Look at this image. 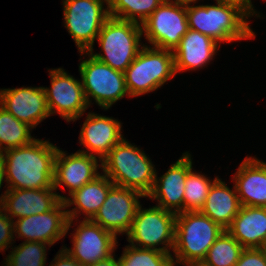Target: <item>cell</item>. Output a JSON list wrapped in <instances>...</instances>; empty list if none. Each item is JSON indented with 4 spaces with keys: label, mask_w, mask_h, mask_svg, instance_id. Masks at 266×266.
Segmentation results:
<instances>
[{
    "label": "cell",
    "mask_w": 266,
    "mask_h": 266,
    "mask_svg": "<svg viewBox=\"0 0 266 266\" xmlns=\"http://www.w3.org/2000/svg\"><path fill=\"white\" fill-rule=\"evenodd\" d=\"M30 129L0 105V152L30 144L35 139Z\"/></svg>",
    "instance_id": "25"
},
{
    "label": "cell",
    "mask_w": 266,
    "mask_h": 266,
    "mask_svg": "<svg viewBox=\"0 0 266 266\" xmlns=\"http://www.w3.org/2000/svg\"><path fill=\"white\" fill-rule=\"evenodd\" d=\"M218 42L199 31L188 29L180 44L173 50L175 71L204 67L218 50Z\"/></svg>",
    "instance_id": "21"
},
{
    "label": "cell",
    "mask_w": 266,
    "mask_h": 266,
    "mask_svg": "<svg viewBox=\"0 0 266 266\" xmlns=\"http://www.w3.org/2000/svg\"><path fill=\"white\" fill-rule=\"evenodd\" d=\"M121 126L120 121L114 118L88 113L79 136V142L85 149L87 148V151L84 149L78 151L92 156L97 155L101 162L109 151L123 139Z\"/></svg>",
    "instance_id": "19"
},
{
    "label": "cell",
    "mask_w": 266,
    "mask_h": 266,
    "mask_svg": "<svg viewBox=\"0 0 266 266\" xmlns=\"http://www.w3.org/2000/svg\"><path fill=\"white\" fill-rule=\"evenodd\" d=\"M186 14L189 29L218 43L255 37L246 20L251 14L241 4L217 1V5H189Z\"/></svg>",
    "instance_id": "2"
},
{
    "label": "cell",
    "mask_w": 266,
    "mask_h": 266,
    "mask_svg": "<svg viewBox=\"0 0 266 266\" xmlns=\"http://www.w3.org/2000/svg\"><path fill=\"white\" fill-rule=\"evenodd\" d=\"M46 245L49 246L43 242L24 241L18 247H12L11 254L5 258L4 264L7 266H45Z\"/></svg>",
    "instance_id": "30"
},
{
    "label": "cell",
    "mask_w": 266,
    "mask_h": 266,
    "mask_svg": "<svg viewBox=\"0 0 266 266\" xmlns=\"http://www.w3.org/2000/svg\"><path fill=\"white\" fill-rule=\"evenodd\" d=\"M5 180V156L3 152H0V189L2 187V183Z\"/></svg>",
    "instance_id": "35"
},
{
    "label": "cell",
    "mask_w": 266,
    "mask_h": 266,
    "mask_svg": "<svg viewBox=\"0 0 266 266\" xmlns=\"http://www.w3.org/2000/svg\"><path fill=\"white\" fill-rule=\"evenodd\" d=\"M176 215L157 205L148 209L140 205L127 234L128 242L135 247L170 253L175 244ZM159 244L165 246L157 248Z\"/></svg>",
    "instance_id": "7"
},
{
    "label": "cell",
    "mask_w": 266,
    "mask_h": 266,
    "mask_svg": "<svg viewBox=\"0 0 266 266\" xmlns=\"http://www.w3.org/2000/svg\"><path fill=\"white\" fill-rule=\"evenodd\" d=\"M216 177L213 182L204 175L190 171L187 174L184 186V212L185 211H200L205 204L210 187L217 180Z\"/></svg>",
    "instance_id": "29"
},
{
    "label": "cell",
    "mask_w": 266,
    "mask_h": 266,
    "mask_svg": "<svg viewBox=\"0 0 266 266\" xmlns=\"http://www.w3.org/2000/svg\"><path fill=\"white\" fill-rule=\"evenodd\" d=\"M3 208L0 207V250L4 251L8 249L7 247L11 244V241H14V221L11 220L7 213L2 212Z\"/></svg>",
    "instance_id": "32"
},
{
    "label": "cell",
    "mask_w": 266,
    "mask_h": 266,
    "mask_svg": "<svg viewBox=\"0 0 266 266\" xmlns=\"http://www.w3.org/2000/svg\"><path fill=\"white\" fill-rule=\"evenodd\" d=\"M223 229L200 211H185L176 215L174 265L202 262L211 245Z\"/></svg>",
    "instance_id": "4"
},
{
    "label": "cell",
    "mask_w": 266,
    "mask_h": 266,
    "mask_svg": "<svg viewBox=\"0 0 266 266\" xmlns=\"http://www.w3.org/2000/svg\"><path fill=\"white\" fill-rule=\"evenodd\" d=\"M175 74L173 51L146 45L124 72L126 87L132 97L158 89Z\"/></svg>",
    "instance_id": "6"
},
{
    "label": "cell",
    "mask_w": 266,
    "mask_h": 266,
    "mask_svg": "<svg viewBox=\"0 0 266 266\" xmlns=\"http://www.w3.org/2000/svg\"><path fill=\"white\" fill-rule=\"evenodd\" d=\"M56 254L57 256L49 266H82L78 261L71 257L63 248ZM54 262V263H53Z\"/></svg>",
    "instance_id": "33"
},
{
    "label": "cell",
    "mask_w": 266,
    "mask_h": 266,
    "mask_svg": "<svg viewBox=\"0 0 266 266\" xmlns=\"http://www.w3.org/2000/svg\"><path fill=\"white\" fill-rule=\"evenodd\" d=\"M241 206L266 207V163L246 157L233 177Z\"/></svg>",
    "instance_id": "20"
},
{
    "label": "cell",
    "mask_w": 266,
    "mask_h": 266,
    "mask_svg": "<svg viewBox=\"0 0 266 266\" xmlns=\"http://www.w3.org/2000/svg\"><path fill=\"white\" fill-rule=\"evenodd\" d=\"M141 197L145 196L134 189L113 185L92 221L116 237L119 233L128 234L140 206Z\"/></svg>",
    "instance_id": "12"
},
{
    "label": "cell",
    "mask_w": 266,
    "mask_h": 266,
    "mask_svg": "<svg viewBox=\"0 0 266 266\" xmlns=\"http://www.w3.org/2000/svg\"><path fill=\"white\" fill-rule=\"evenodd\" d=\"M245 248L226 230L209 248L205 259L206 266H234Z\"/></svg>",
    "instance_id": "27"
},
{
    "label": "cell",
    "mask_w": 266,
    "mask_h": 266,
    "mask_svg": "<svg viewBox=\"0 0 266 266\" xmlns=\"http://www.w3.org/2000/svg\"><path fill=\"white\" fill-rule=\"evenodd\" d=\"M142 25L133 21L109 17L97 36L103 54L88 50L94 58L114 70L125 72L140 52Z\"/></svg>",
    "instance_id": "5"
},
{
    "label": "cell",
    "mask_w": 266,
    "mask_h": 266,
    "mask_svg": "<svg viewBox=\"0 0 266 266\" xmlns=\"http://www.w3.org/2000/svg\"><path fill=\"white\" fill-rule=\"evenodd\" d=\"M73 235V248H63L82 266H90L113 255L117 237L92 220H83Z\"/></svg>",
    "instance_id": "13"
},
{
    "label": "cell",
    "mask_w": 266,
    "mask_h": 266,
    "mask_svg": "<svg viewBox=\"0 0 266 266\" xmlns=\"http://www.w3.org/2000/svg\"><path fill=\"white\" fill-rule=\"evenodd\" d=\"M263 249H264V251H265V253H266V243H265V245H264Z\"/></svg>",
    "instance_id": "40"
},
{
    "label": "cell",
    "mask_w": 266,
    "mask_h": 266,
    "mask_svg": "<svg viewBox=\"0 0 266 266\" xmlns=\"http://www.w3.org/2000/svg\"><path fill=\"white\" fill-rule=\"evenodd\" d=\"M226 231L245 249L263 248L266 243V207L241 206Z\"/></svg>",
    "instance_id": "22"
},
{
    "label": "cell",
    "mask_w": 266,
    "mask_h": 266,
    "mask_svg": "<svg viewBox=\"0 0 266 266\" xmlns=\"http://www.w3.org/2000/svg\"><path fill=\"white\" fill-rule=\"evenodd\" d=\"M54 188L48 189H7L0 197V207L7 216L13 220L33 214H43L52 210L66 197L53 192Z\"/></svg>",
    "instance_id": "17"
},
{
    "label": "cell",
    "mask_w": 266,
    "mask_h": 266,
    "mask_svg": "<svg viewBox=\"0 0 266 266\" xmlns=\"http://www.w3.org/2000/svg\"><path fill=\"white\" fill-rule=\"evenodd\" d=\"M241 208L235 186L232 191L219 178L210 187L205 204L200 212L210 217L223 229H227Z\"/></svg>",
    "instance_id": "24"
},
{
    "label": "cell",
    "mask_w": 266,
    "mask_h": 266,
    "mask_svg": "<svg viewBox=\"0 0 266 266\" xmlns=\"http://www.w3.org/2000/svg\"><path fill=\"white\" fill-rule=\"evenodd\" d=\"M67 153L58 149L54 161L53 188L60 185L69 188V195L80 189L84 184L94 180L98 173L97 156L77 151L66 156Z\"/></svg>",
    "instance_id": "18"
},
{
    "label": "cell",
    "mask_w": 266,
    "mask_h": 266,
    "mask_svg": "<svg viewBox=\"0 0 266 266\" xmlns=\"http://www.w3.org/2000/svg\"><path fill=\"white\" fill-rule=\"evenodd\" d=\"M0 105L31 128L51 115L44 87L1 89Z\"/></svg>",
    "instance_id": "15"
},
{
    "label": "cell",
    "mask_w": 266,
    "mask_h": 266,
    "mask_svg": "<svg viewBox=\"0 0 266 266\" xmlns=\"http://www.w3.org/2000/svg\"><path fill=\"white\" fill-rule=\"evenodd\" d=\"M141 25L153 47L173 51L189 29L186 6L163 1Z\"/></svg>",
    "instance_id": "10"
},
{
    "label": "cell",
    "mask_w": 266,
    "mask_h": 266,
    "mask_svg": "<svg viewBox=\"0 0 266 266\" xmlns=\"http://www.w3.org/2000/svg\"><path fill=\"white\" fill-rule=\"evenodd\" d=\"M113 256L114 255L110 256L107 259L98 261L95 264L90 265V266H120L119 265V260H115V258Z\"/></svg>",
    "instance_id": "34"
},
{
    "label": "cell",
    "mask_w": 266,
    "mask_h": 266,
    "mask_svg": "<svg viewBox=\"0 0 266 266\" xmlns=\"http://www.w3.org/2000/svg\"><path fill=\"white\" fill-rule=\"evenodd\" d=\"M234 266H266V253L263 248L244 249Z\"/></svg>",
    "instance_id": "31"
},
{
    "label": "cell",
    "mask_w": 266,
    "mask_h": 266,
    "mask_svg": "<svg viewBox=\"0 0 266 266\" xmlns=\"http://www.w3.org/2000/svg\"><path fill=\"white\" fill-rule=\"evenodd\" d=\"M108 0H64L65 27L81 54L93 50V43L110 17Z\"/></svg>",
    "instance_id": "8"
},
{
    "label": "cell",
    "mask_w": 266,
    "mask_h": 266,
    "mask_svg": "<svg viewBox=\"0 0 266 266\" xmlns=\"http://www.w3.org/2000/svg\"><path fill=\"white\" fill-rule=\"evenodd\" d=\"M113 185L114 183L105 174H100L94 180L84 184L80 189L70 194L69 196L72 199L67 197L64 200L66 207H70L72 204L77 207L72 210H66L68 217L67 230L71 227L73 220L78 217V214H81V211L87 216L85 220H92Z\"/></svg>",
    "instance_id": "23"
},
{
    "label": "cell",
    "mask_w": 266,
    "mask_h": 266,
    "mask_svg": "<svg viewBox=\"0 0 266 266\" xmlns=\"http://www.w3.org/2000/svg\"><path fill=\"white\" fill-rule=\"evenodd\" d=\"M186 266H206L203 262H195L187 264Z\"/></svg>",
    "instance_id": "39"
},
{
    "label": "cell",
    "mask_w": 266,
    "mask_h": 266,
    "mask_svg": "<svg viewBox=\"0 0 266 266\" xmlns=\"http://www.w3.org/2000/svg\"><path fill=\"white\" fill-rule=\"evenodd\" d=\"M164 1H167V2H170V3H175V4H178V5H182V6H189L191 5L190 3H195L197 0H164Z\"/></svg>",
    "instance_id": "36"
},
{
    "label": "cell",
    "mask_w": 266,
    "mask_h": 266,
    "mask_svg": "<svg viewBox=\"0 0 266 266\" xmlns=\"http://www.w3.org/2000/svg\"><path fill=\"white\" fill-rule=\"evenodd\" d=\"M49 75L51 88L46 87L44 91L50 114L57 112L68 122H74L89 106L82 82L67 74L62 68L50 70Z\"/></svg>",
    "instance_id": "11"
},
{
    "label": "cell",
    "mask_w": 266,
    "mask_h": 266,
    "mask_svg": "<svg viewBox=\"0 0 266 266\" xmlns=\"http://www.w3.org/2000/svg\"><path fill=\"white\" fill-rule=\"evenodd\" d=\"M244 8L252 15L254 16L255 13V10L253 9V5H252V2L251 0H244Z\"/></svg>",
    "instance_id": "37"
},
{
    "label": "cell",
    "mask_w": 266,
    "mask_h": 266,
    "mask_svg": "<svg viewBox=\"0 0 266 266\" xmlns=\"http://www.w3.org/2000/svg\"><path fill=\"white\" fill-rule=\"evenodd\" d=\"M164 0H108L111 17L142 24Z\"/></svg>",
    "instance_id": "26"
},
{
    "label": "cell",
    "mask_w": 266,
    "mask_h": 266,
    "mask_svg": "<svg viewBox=\"0 0 266 266\" xmlns=\"http://www.w3.org/2000/svg\"><path fill=\"white\" fill-rule=\"evenodd\" d=\"M65 208L67 207L64 201H60L46 213L17 219L16 222H13L15 235L18 234L19 237L26 238L25 242H43L51 247L68 232V217Z\"/></svg>",
    "instance_id": "14"
},
{
    "label": "cell",
    "mask_w": 266,
    "mask_h": 266,
    "mask_svg": "<svg viewBox=\"0 0 266 266\" xmlns=\"http://www.w3.org/2000/svg\"><path fill=\"white\" fill-rule=\"evenodd\" d=\"M191 170V155L186 152L159 179L155 175L154 186L147 197L158 200L157 206L164 210L175 214L184 212V186Z\"/></svg>",
    "instance_id": "16"
},
{
    "label": "cell",
    "mask_w": 266,
    "mask_h": 266,
    "mask_svg": "<svg viewBox=\"0 0 266 266\" xmlns=\"http://www.w3.org/2000/svg\"><path fill=\"white\" fill-rule=\"evenodd\" d=\"M219 2H230L234 4H241L244 7V0H216Z\"/></svg>",
    "instance_id": "38"
},
{
    "label": "cell",
    "mask_w": 266,
    "mask_h": 266,
    "mask_svg": "<svg viewBox=\"0 0 266 266\" xmlns=\"http://www.w3.org/2000/svg\"><path fill=\"white\" fill-rule=\"evenodd\" d=\"M116 186L134 189L147 197L157 174L151 160L125 138L101 160L99 168Z\"/></svg>",
    "instance_id": "3"
},
{
    "label": "cell",
    "mask_w": 266,
    "mask_h": 266,
    "mask_svg": "<svg viewBox=\"0 0 266 266\" xmlns=\"http://www.w3.org/2000/svg\"><path fill=\"white\" fill-rule=\"evenodd\" d=\"M119 260L120 266H176L171 253L128 245Z\"/></svg>",
    "instance_id": "28"
},
{
    "label": "cell",
    "mask_w": 266,
    "mask_h": 266,
    "mask_svg": "<svg viewBox=\"0 0 266 266\" xmlns=\"http://www.w3.org/2000/svg\"><path fill=\"white\" fill-rule=\"evenodd\" d=\"M57 151V146L42 139H34L28 145L5 150V181L9 183L7 188H53Z\"/></svg>",
    "instance_id": "1"
},
{
    "label": "cell",
    "mask_w": 266,
    "mask_h": 266,
    "mask_svg": "<svg viewBox=\"0 0 266 266\" xmlns=\"http://www.w3.org/2000/svg\"><path fill=\"white\" fill-rule=\"evenodd\" d=\"M86 54H88L89 59L80 63L79 71L89 106L91 103L90 96L105 110L127 94L129 96L123 72L114 70L109 65L94 58L87 51Z\"/></svg>",
    "instance_id": "9"
}]
</instances>
